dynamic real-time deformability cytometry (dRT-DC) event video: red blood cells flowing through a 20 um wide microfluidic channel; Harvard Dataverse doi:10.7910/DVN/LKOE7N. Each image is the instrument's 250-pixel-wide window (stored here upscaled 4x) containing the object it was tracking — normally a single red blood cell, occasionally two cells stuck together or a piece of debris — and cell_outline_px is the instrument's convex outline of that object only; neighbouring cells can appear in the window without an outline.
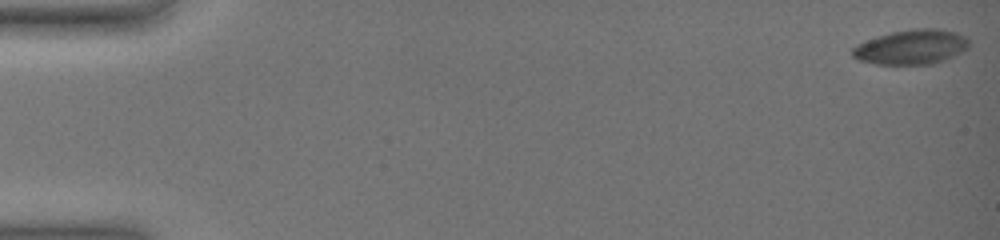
{"species": "common noctule bat (a hibernating species)", "species_latin": "Nyctalus noctula", "temperature_condition": "warm", "stored_images_in_passage": 55, "camera_frame_rate_fps": 3000, "um_per_image_px": 0.085, "animal": {"sex": "female", "body_mass_g": 19.0, "forearm_length_mm": 51.5}, "frame": {"image": 1, "passage_image": 1, "time_ms": 0.0, "image_size_px": [1000, 240], "cell_outline_px": [[968, 48], [944, 60], [932, 64], [876, 64], [860, 60], [852, 56], [852, 48], [856, 44], [892, 32], [916, 28], [936, 28], [956, 32], [968, 36]], "centroid_in_image_um": [77.48, 3.99], "position_along_channel_um": 7.5, "area_um2": 23.41}}
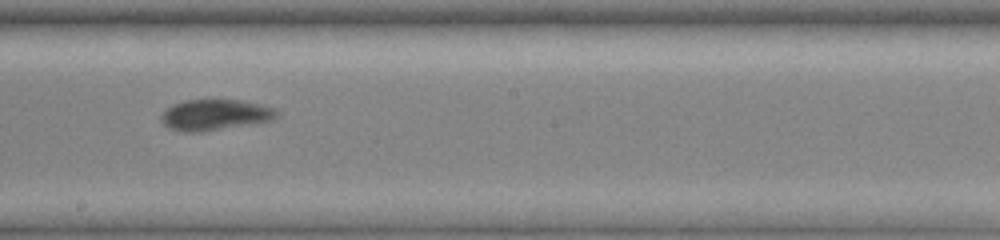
{"frame": {"image": 2, "passage_image": 34, "time_ms": 11.0, "image_size_px": [1000, 240], "cell_outline_px": [[276, 116], [268, 120], [204, 132], [184, 132], [168, 128], [164, 124], [160, 116], [172, 104], [184, 100], [244, 100], [260, 104], [272, 108], [276, 112]], "centroid_in_image_um": [18.19, 9.76], "position_along_channel_um": 230.0, "area_um2": 20.4}}
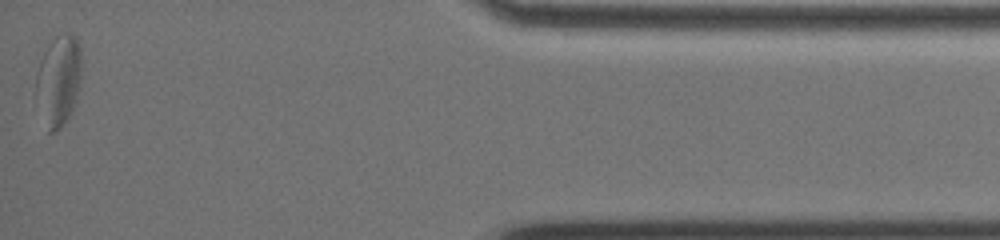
{"frame": {"image": 3, "passage_image": 55, "time_ms": 18.0, "image_size_px": [1000, 240], "cell_outline_px": [[80, 88], [76, 100], [68, 120], [56, 132], [48, 132], [36, 88], [36, 72], [40, 60], [48, 44], [56, 36], [68, 32], [76, 36], [80, 44]], "centroid_in_image_um": [5.01, 6.79], "position_along_channel_um": 430.2, "area_um2": 23.87}, "authors_computed_cell_mechanics": {"area_um2": 21.6172, "velocity_mm_per_s": 3.5784, "shape_relaxation_time_tau1_ms": 5.9962, "shape_relaxation_time_tau2_ms": 1.7506, "deformation_change_tau1": 0.155, "deformation_change_tau2": 0.0598}}